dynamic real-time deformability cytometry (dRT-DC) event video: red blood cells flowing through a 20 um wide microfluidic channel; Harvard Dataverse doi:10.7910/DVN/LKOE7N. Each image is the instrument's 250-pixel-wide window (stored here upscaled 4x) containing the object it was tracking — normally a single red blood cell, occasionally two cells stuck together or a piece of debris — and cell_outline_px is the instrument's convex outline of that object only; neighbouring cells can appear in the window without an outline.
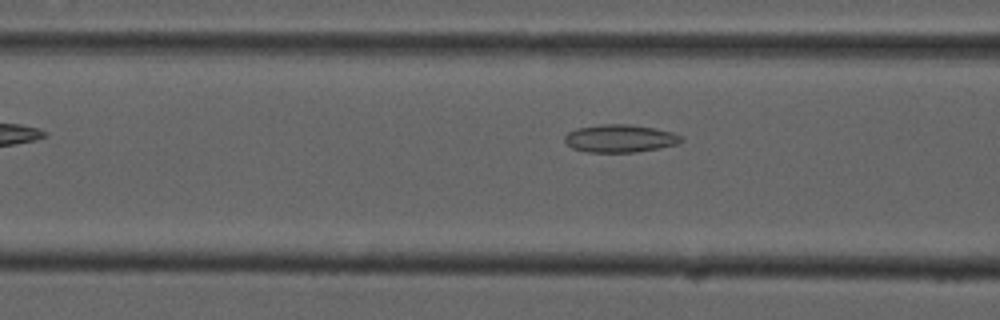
{"species": "common noctule bat (a hibernating species)", "species_latin": "Nyctalus noctula", "temperature_condition": "cold", "stored_images_in_passage": 39, "camera_frame_rate_fps": 3000, "um_per_image_px": 0.085, "animal": {"sex": "male", "forearm_length_mm": 52.5}, "frame": {"image": 1, "passage_image": 6, "time_ms": 1.667, "image_size_px": [1000, 320], "cell_outline_px": [[684, 140], [680, 144], [660, 148], [636, 152], [588, 152], [572, 148], [564, 140], [564, 136], [568, 132], [576, 128], [600, 124], [628, 124], [656, 128], [672, 132], [684, 136]], "centroid_in_image_um": [52.75, 11.76], "position_along_channel_um": 113.9, "area_um2": 19.13}}
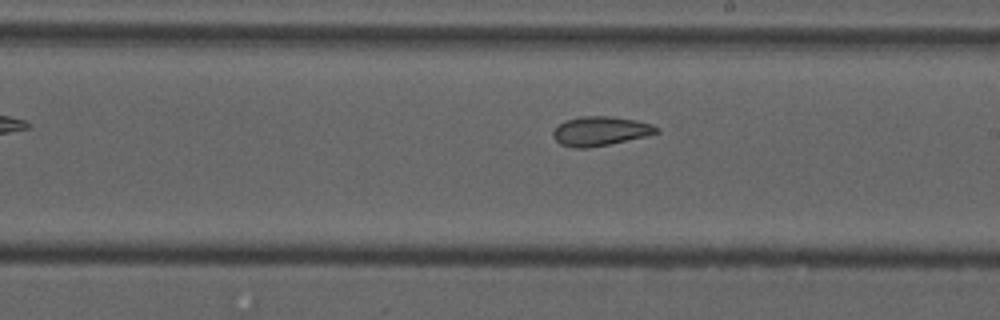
{"frame": {"image": 2, "passage_image": 16, "time_ms": 5.0, "image_size_px": [1000, 320], "cell_outline_px": [[660, 132], [648, 136], [588, 148], [576, 148], [560, 144], [552, 136], [552, 132], [564, 120], [580, 116], [612, 116], [636, 120], [652, 124], [660, 128]], "centroid_in_image_um": [51.05, 11.13], "position_along_channel_um": 237.9, "area_um2": 17.74}}
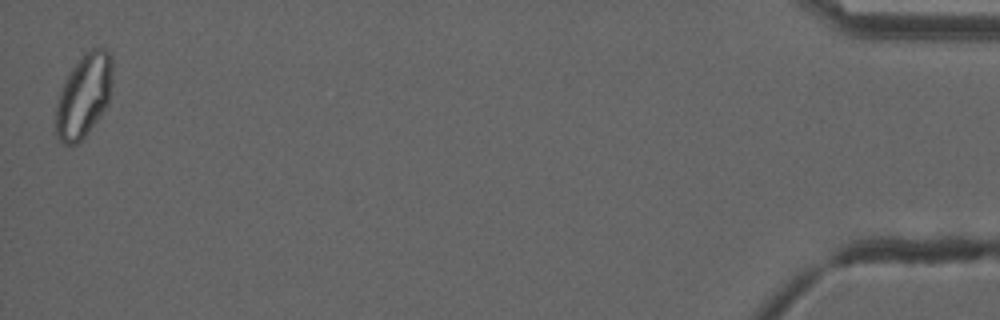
{"frame": {"image": 3, "passage_image": 39, "time_ms": 12.667, "image_size_px": [1000, 320], "cell_outline_px": [[112, 84], [108, 104], [84, 136], [76, 144], [64, 144], [56, 136], [56, 104], [64, 80], [72, 68], [92, 48], [104, 48], [112, 56]], "centroid_in_image_um": [7.13, 8.13], "position_along_channel_um": 428.1, "area_um2": 27.05}, "authors_computed_cell_mechanics": {"area_um2": 18.785, "velocity_mm_per_s": 3.7252, "shape_relaxation_time_tau1_ms": null, "shape_relaxation_time_tau2_ms": 2.59, "deformation_change_tau1": null, "deformation_change_tau2": 0.0817}}